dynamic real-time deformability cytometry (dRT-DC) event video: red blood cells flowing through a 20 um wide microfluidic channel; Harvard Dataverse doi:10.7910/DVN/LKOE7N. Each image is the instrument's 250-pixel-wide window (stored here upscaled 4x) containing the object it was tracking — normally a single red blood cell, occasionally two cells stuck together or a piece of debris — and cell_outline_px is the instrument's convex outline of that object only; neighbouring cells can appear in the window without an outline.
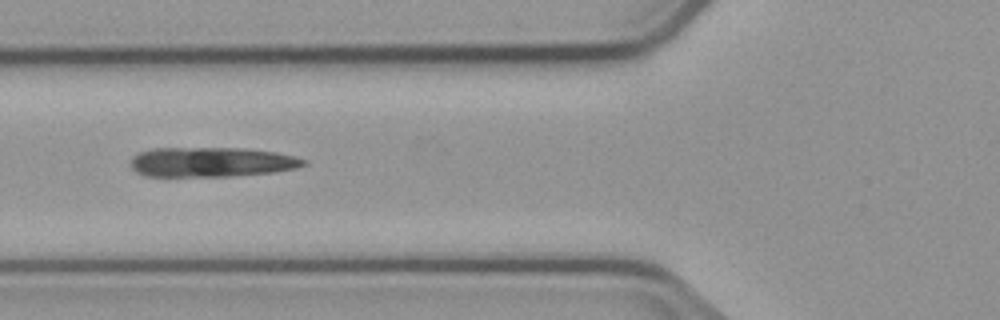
{"species": "common noctule bat (a hibernating species)", "species_latin": "Nyctalus noctula", "temperature_condition": "cold", "stored_images_in_passage": 7, "camera_frame_rate_fps": 3000, "um_per_image_px": 0.085, "animal": {"sex": "male", "body_mass_g": 23.1, "forearm_length_mm": 52.7}, "frame": {"image": 1, "passage_image": 6, "time_ms": 5.667, "image_size_px": [1000, 320], "cell_outline_px": [[308, 164], [296, 168], [276, 172], [232, 176], [144, 176], [136, 172], [132, 168], [132, 156], [140, 152], [152, 148], [244, 148], [276, 152], [308, 160]], "centroid_in_image_um": [18.0, 13.77], "position_along_channel_um": 107.8, "area_um2": 30.11}}
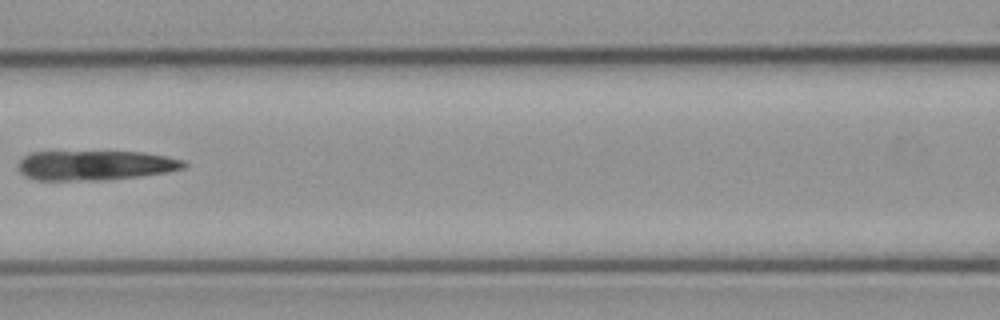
{"frame": {"image": 2, "passage_image": 7, "time_ms": 7.0, "image_size_px": [1000, 320], "cell_outline_px": [[188, 164], [184, 168], [168, 172], [140, 176], [104, 180], [36, 180], [24, 176], [16, 168], [16, 164], [28, 152], [144, 152], [184, 160]], "centroid_in_image_um": [8.06, 14.05], "position_along_channel_um": 158.5, "area_um2": 28.9}}